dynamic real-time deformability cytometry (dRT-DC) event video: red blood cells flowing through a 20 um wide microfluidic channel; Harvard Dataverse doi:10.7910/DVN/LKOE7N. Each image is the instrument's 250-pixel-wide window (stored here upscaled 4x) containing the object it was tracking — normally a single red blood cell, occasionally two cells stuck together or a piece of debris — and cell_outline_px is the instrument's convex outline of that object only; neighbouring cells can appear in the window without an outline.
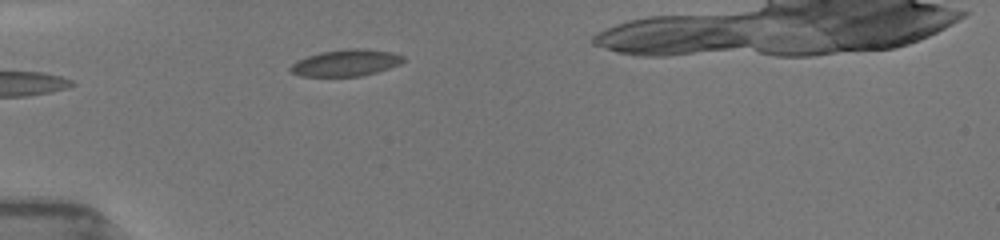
{"species": "common noctule bat (a hibernating species)", "species_latin": "Nyctalus noctula", "temperature_condition": "room temperature", "stored_images_in_passage": 7, "camera_frame_rate_fps": 3000, "um_per_image_px": 0.085, "animal": {"sex": "female", "body_mass_g": 19.5, "forearm_length_mm": 54.1}, "frame": {"image": 1, "passage_image": 1, "time_ms": 0.0, "image_size_px": [1000, 240], "cell_outline_px": [[404, 60], [400, 64], [376, 72], [360, 76], [300, 76], [292, 72], [288, 68], [296, 60], [320, 52], [348, 48], [364, 48], [392, 52], [404, 56]], "centroid_in_image_um": [29.39, 5.33], "position_along_channel_um": 55.6, "area_um2": 17.51}}
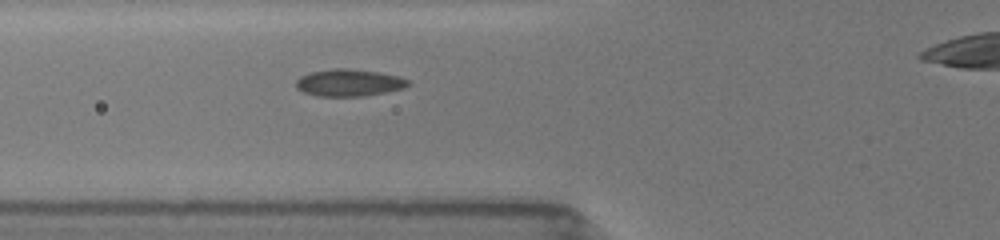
{"frame": {"image": 2, "passage_image": 4, "time_ms": 1.333, "image_size_px": [1000, 240], "cell_outline_px": [[412, 84], [404, 88], [384, 92], [360, 96], [316, 96], [304, 92], [296, 88], [296, 80], [300, 76], [312, 72], [332, 68], [348, 68], [380, 72], [396, 76], [408, 80]], "centroid_in_image_um": [29.65, 7.02], "position_along_channel_um": 96.2, "area_um2": 17.63}}
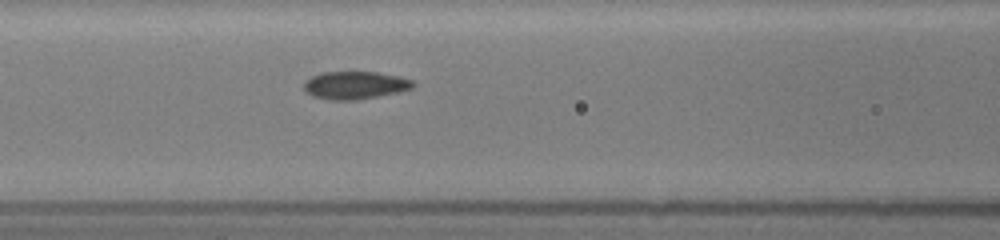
{"frame": {"image": 3, "passage_image": 7, "time_ms": 2.333, "image_size_px": [1000, 240], "cell_outline_px": [[416, 84], [412, 88], [400, 92], [356, 100], [328, 100], [312, 96], [304, 88], [304, 84], [312, 76], [324, 72], [376, 72], [400, 76], [412, 80]], "centroid_in_image_um": [30.22, 7.25], "position_along_channel_um": 136.4, "area_um2": 17.63}}